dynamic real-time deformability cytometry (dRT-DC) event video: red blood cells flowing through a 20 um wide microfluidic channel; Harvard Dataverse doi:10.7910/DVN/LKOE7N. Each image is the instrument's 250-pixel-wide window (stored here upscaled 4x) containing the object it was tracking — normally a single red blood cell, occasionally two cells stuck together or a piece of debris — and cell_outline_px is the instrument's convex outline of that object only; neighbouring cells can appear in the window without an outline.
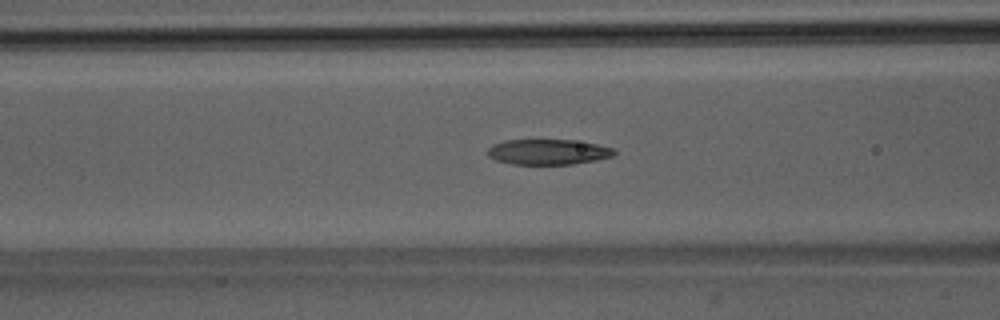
{"species": "Egyptian fruit bat (a non-hibernating species)", "species_latin": "Rousettus aegyptiacus", "temperature_condition": "room temperature", "stored_images_in_passage": 51, "camera_frame_rate_fps": 3000, "um_per_image_px": 0.085, "animal": {"sex": "male"}, "frame": {"image": 1, "passage_image": 21, "time_ms": 6.667, "image_size_px": [1000, 320], "cell_outline_px": [[616, 152], [612, 156], [596, 160], [572, 164], [512, 164], [496, 160], [488, 156], [488, 148], [492, 144], [504, 140], [572, 140], [596, 144], [616, 148]], "centroid_in_image_um": [46.58, 12.91], "position_along_channel_um": 120.0, "area_um2": 18.73}}
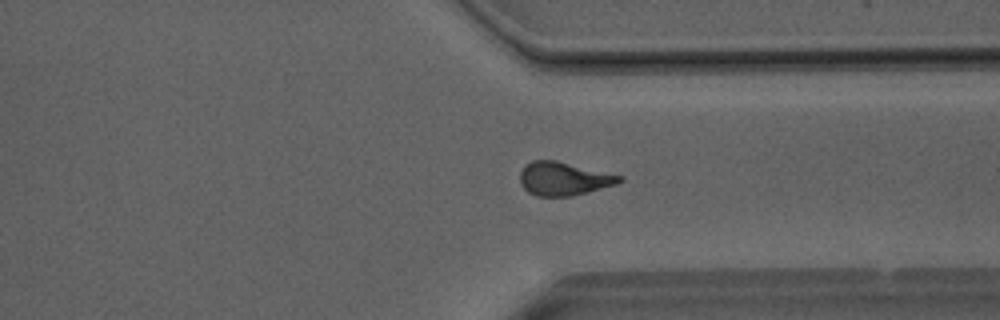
{"frame": {"image": 2, "passage_image": 39, "time_ms": 12.667, "image_size_px": [1000, 320], "cell_outline_px": [[624, 180], [616, 184], [588, 192], [572, 196], [536, 196], [528, 192], [520, 184], [520, 172], [524, 164], [532, 160], [556, 160], [624, 176]], "centroid_in_image_um": [47.9, 15.18], "position_along_channel_um": 363.5, "area_um2": 19.54}}
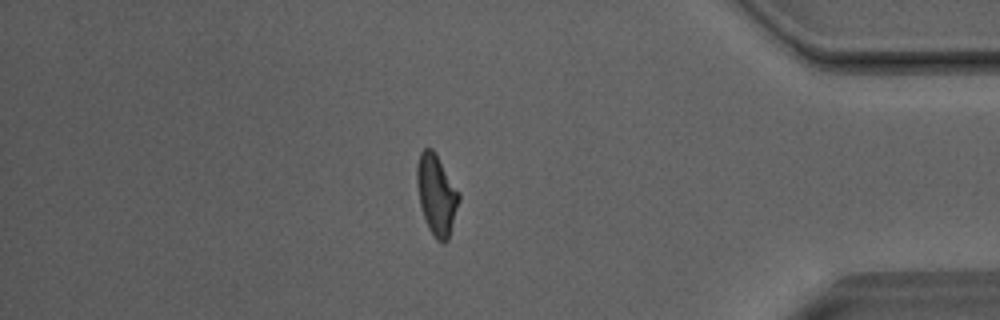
{"frame": {"image": 3, "passage_image": 44, "time_ms": 14.333, "image_size_px": [1000, 320], "cell_outline_px": [[460, 200], [448, 240], [444, 244], [440, 244], [436, 240], [428, 228], [420, 204], [416, 184], [416, 164], [420, 152], [424, 148], [432, 148], [436, 152], [460, 192]], "centroid_in_image_um": [37.11, 16.54], "position_along_channel_um": 398.1, "area_um2": 20.11}, "authors_computed_cell_mechanics": {"area_um2": 19.8254, "velocity_mm_per_s": 4.0607, "shape_relaxation_time_tau1_ms": 8.1859, "shape_relaxation_time_tau2_ms": 2.5663, "deformation_change_tau1": 0.2601, "deformation_change_tau2": 0.1158}}